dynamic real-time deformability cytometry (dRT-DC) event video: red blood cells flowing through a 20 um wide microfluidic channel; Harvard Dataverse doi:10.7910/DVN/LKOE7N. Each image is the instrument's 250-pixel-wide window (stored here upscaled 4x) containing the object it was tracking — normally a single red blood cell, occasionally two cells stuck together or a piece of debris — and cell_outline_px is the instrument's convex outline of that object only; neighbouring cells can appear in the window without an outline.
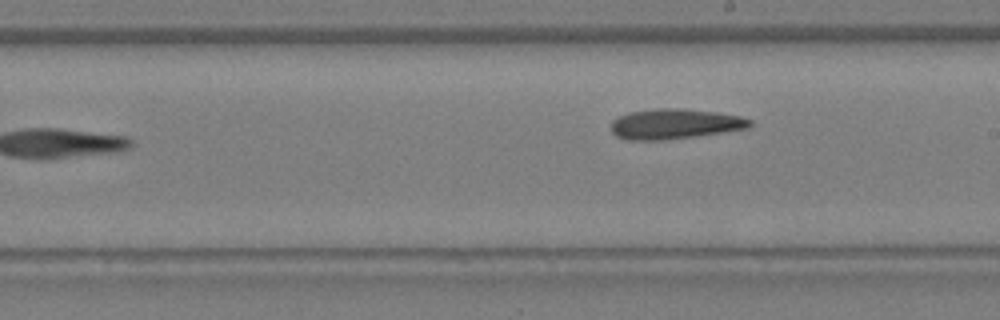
{"species": "Egyptian fruit bat (a non-hibernating species)", "species_latin": "Rousettus aegyptiacus", "temperature_condition": "warm", "stored_images_in_passage": 20, "segment_of_instrument_passage": [2, 2], "camera_frame_rate_fps": 3000, "um_per_image_px": 0.085, "animal": {"sex": "female"}, "frame": {"image": 1, "passage_image": 20, "time_ms": 6.333, "image_size_px": [1000, 320], "cell_outline_px": [[752, 124], [748, 128], [692, 136], [660, 140], [628, 140], [616, 136], [612, 132], [612, 120], [628, 112], [660, 108], [680, 108], [716, 112], [740, 116], [752, 120]], "centroid_in_image_um": [57.33, 10.52], "position_along_channel_um": 231.7, "area_um2": 24.1}}